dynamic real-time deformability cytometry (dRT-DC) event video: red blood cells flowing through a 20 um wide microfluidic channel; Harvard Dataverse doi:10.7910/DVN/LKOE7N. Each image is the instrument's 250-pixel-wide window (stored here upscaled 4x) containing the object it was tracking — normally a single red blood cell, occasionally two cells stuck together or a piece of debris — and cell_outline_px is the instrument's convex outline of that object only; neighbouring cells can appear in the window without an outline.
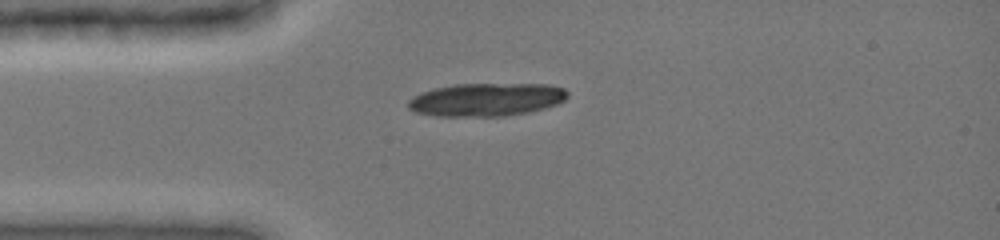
{"species": "common noctule bat (a hibernating species)", "species_latin": "Nyctalus noctula", "temperature_condition": "cold", "stored_images_in_passage": 37, "camera_frame_rate_fps": 3000, "um_per_image_px": 0.085, "animal": {"sex": "female", "body_mass_g": 19.0, "forearm_length_mm": 51.5}, "frame": {"image": 1, "passage_image": 1, "time_ms": 0.0, "image_size_px": [1000, 240], "cell_outline_px": [[568, 96], [564, 100], [556, 104], [544, 108], [528, 112], [504, 116], [436, 116], [416, 112], [408, 108], [408, 100], [412, 96], [436, 88], [456, 84], [548, 84], [564, 88], [568, 92]], "centroid_in_image_um": [41.35, 8.46], "position_along_channel_um": 43.6, "area_um2": 30.63}}
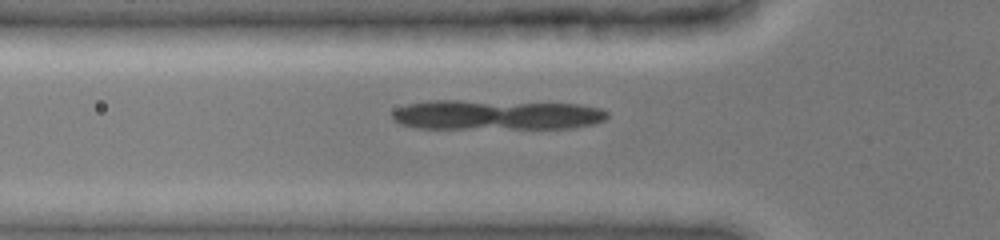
{"frame": {"image": 2, "passage_image": 5, "time_ms": 1.333, "image_size_px": [1000, 240], "cell_outline_px": [[608, 116], [604, 120], [592, 124], [572, 128], [416, 128], [400, 124], [392, 120], [392, 112], [396, 108], [408, 104], [428, 100], [460, 100], [580, 104], [600, 108], [608, 112]], "centroid_in_image_um": [42.16, 9.76], "position_along_channel_um": 83.6, "area_um2": 37.74}}
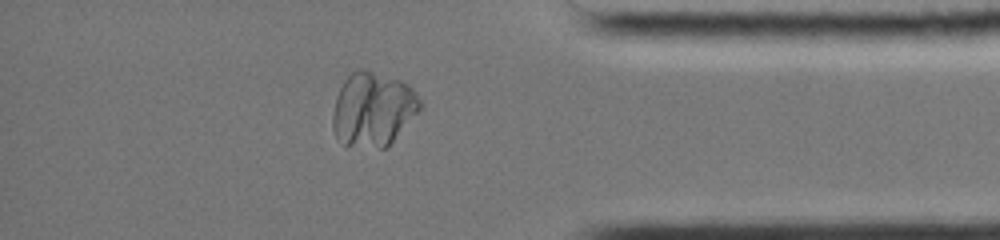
{"frame": {"image": 3, "passage_image": 30, "time_ms": 9.667, "image_size_px": [1000, 240], "cell_outline_px": [[420, 108], [388, 148], [380, 148], [344, 144], [336, 140], [332, 128], [332, 112], [336, 96], [344, 80], [356, 68], [360, 68], [400, 80], [408, 84], [412, 88], [420, 100]], "centroid_in_image_um": [31.66, 9.3], "position_along_channel_um": 403.5, "area_um2": 37.69}}